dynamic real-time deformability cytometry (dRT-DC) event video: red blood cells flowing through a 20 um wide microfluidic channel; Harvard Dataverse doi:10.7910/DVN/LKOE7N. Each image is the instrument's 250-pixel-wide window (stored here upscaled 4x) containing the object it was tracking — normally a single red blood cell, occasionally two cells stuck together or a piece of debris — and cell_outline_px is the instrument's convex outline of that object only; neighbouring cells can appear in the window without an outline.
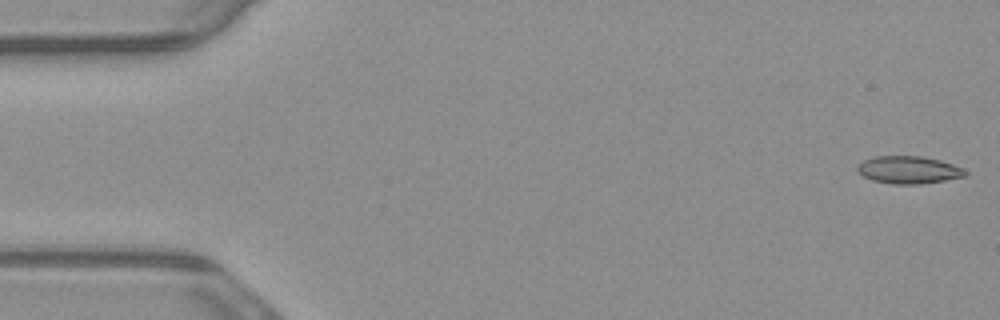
{"species": "common noctule bat (a hibernating species)", "species_latin": "Nyctalus noctula", "temperature_condition": "warm", "stored_images_in_passage": 16, "camera_frame_rate_fps": 3000, "um_per_image_px": 0.085, "animal": {"sex": "male", "body_mass_g": 23.1, "forearm_length_mm": 52.7}, "frame": {"image": 1, "passage_image": 1, "time_ms": 0.0, "image_size_px": [1000, 320], "cell_outline_px": [[968, 172], [964, 176], [944, 180], [920, 184], [892, 184], [872, 180], [856, 172], [856, 168], [864, 160], [872, 156], [924, 156], [940, 160], [964, 168]], "centroid_in_image_um": [77.22, 14.43], "position_along_channel_um": 7.8, "area_um2": 17.34}}
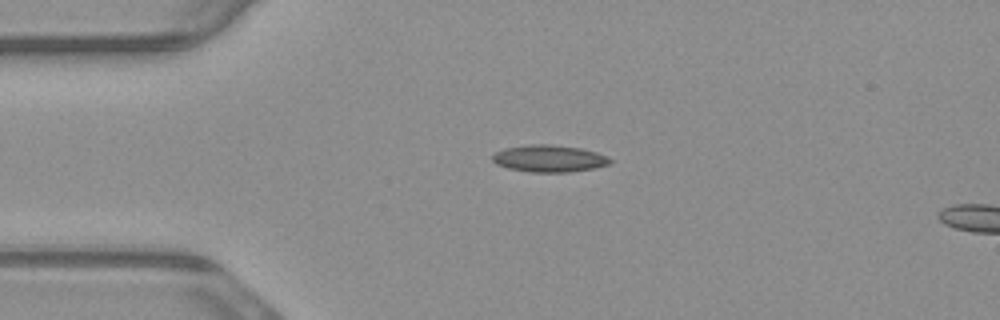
{"frame": {"image": 2, "passage_image": 12, "time_ms": 3.667, "image_size_px": [1000, 320], "cell_outline_px": [[612, 160], [608, 164], [596, 168], [568, 172], [528, 172], [508, 168], [496, 164], [492, 160], [492, 156], [496, 152], [504, 148], [528, 144], [552, 144], [580, 148], [596, 152], [608, 156]], "centroid_in_image_um": [46.67, 13.47], "position_along_channel_um": 38.3, "area_um2": 18.61}}